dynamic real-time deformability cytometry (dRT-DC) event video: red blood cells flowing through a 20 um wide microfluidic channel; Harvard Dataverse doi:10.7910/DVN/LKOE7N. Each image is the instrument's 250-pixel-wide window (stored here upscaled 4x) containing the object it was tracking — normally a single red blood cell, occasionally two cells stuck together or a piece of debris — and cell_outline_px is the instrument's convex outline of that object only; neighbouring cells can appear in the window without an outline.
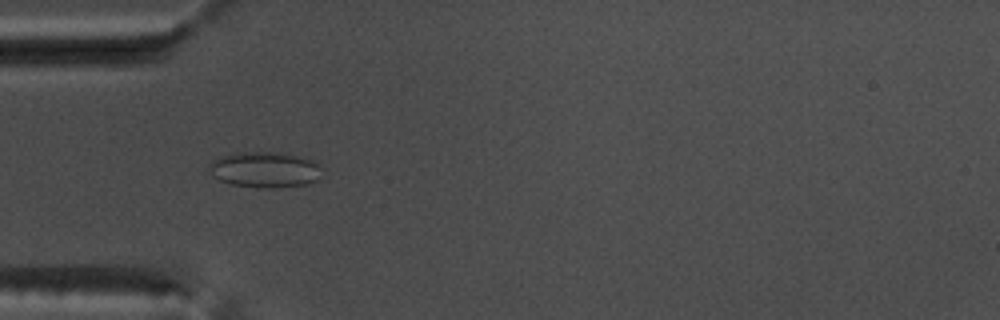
{"species": "common noctule bat (a hibernating species)", "species_latin": "Nyctalus noctula", "temperature_condition": "warm", "stored_images_in_passage": 50, "camera_frame_rate_fps": 3000, "um_per_image_px": 0.085, "animal": {"sex": "male", "body_mass_g": 17.5, "forearm_length_mm": 52.3}, "frame": {"image": 1, "passage_image": 13, "time_ms": 4.0, "image_size_px": [1000, 320], "cell_outline_px": [[320, 168], [316, 180], [304, 184], [276, 188], [256, 188], [232, 184], [220, 180], [208, 168], [208, 164], [220, 156], [236, 152], [280, 152], [312, 160]], "centroid_in_image_um": [22.46, 14.42], "position_along_channel_um": 62.5, "area_um2": 23.18}}
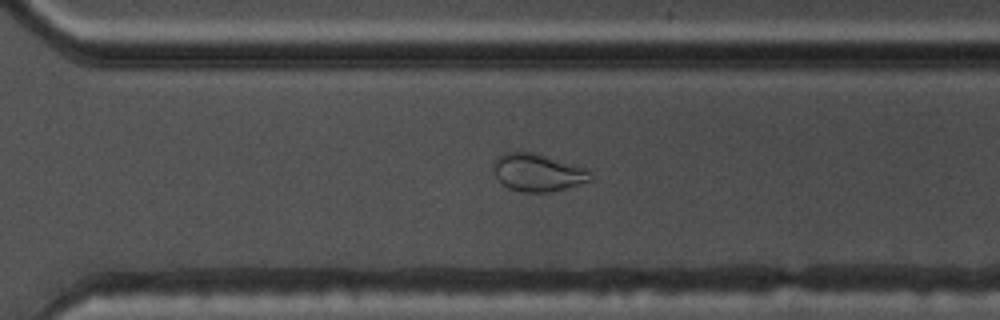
{"frame": {"image": 2, "passage_image": 34, "time_ms": 11.0, "image_size_px": [1000, 320], "cell_outline_px": [[592, 180], [564, 188], [548, 192], [524, 192], [508, 188], [496, 176], [492, 164], [500, 156], [508, 152], [532, 152], [588, 168], [592, 172]], "centroid_in_image_um": [45.74, 14.66], "position_along_channel_um": 324.9, "area_um2": 20.98}}
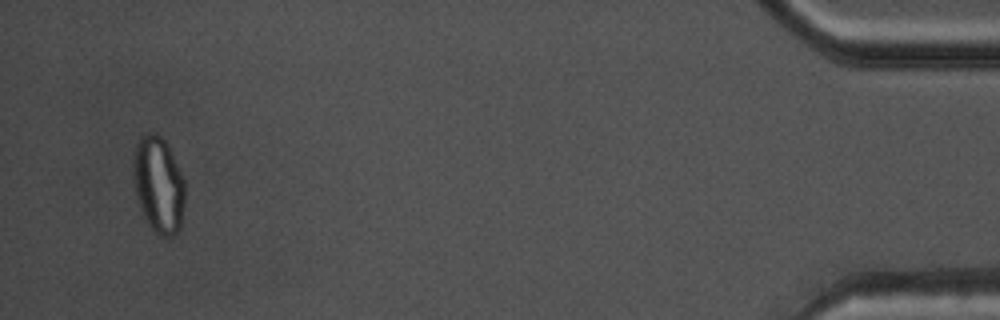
{"frame": {"image": 3, "passage_image": 48, "time_ms": 15.667, "image_size_px": [1000, 320], "cell_outline_px": [[184, 204], [180, 228], [172, 236], [160, 236], [152, 228], [144, 216], [140, 208], [136, 196], [132, 176], [132, 160], [136, 144], [140, 136], [148, 132], [156, 132], [168, 144], [184, 180]], "centroid_in_image_um": [13.45, 15.65], "position_along_channel_um": 421.8, "area_um2": 29.19}, "authors_computed_cell_mechanics": {"area_um2": 24.7962, "velocity_mm_per_s": 3.7777, "shape_relaxation_time_tau1_ms": null, "shape_relaxation_time_tau2_ms": 1.6538, "deformation_change_tau1": null, "deformation_change_tau2": 0.0658}}